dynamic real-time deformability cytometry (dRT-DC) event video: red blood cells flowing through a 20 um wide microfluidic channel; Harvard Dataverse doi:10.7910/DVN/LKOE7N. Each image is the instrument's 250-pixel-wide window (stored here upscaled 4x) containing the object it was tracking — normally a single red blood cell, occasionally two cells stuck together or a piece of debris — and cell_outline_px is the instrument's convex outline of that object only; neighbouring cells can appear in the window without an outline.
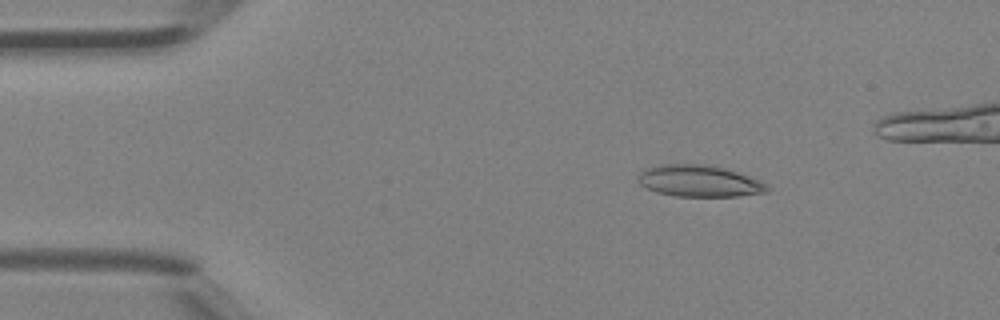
{"species": "Egyptian fruit bat (a non-hibernating species)", "species_latin": "Rousettus aegyptiacus", "temperature_condition": "room temperature", "stored_images_in_passage": 6, "camera_frame_rate_fps": 3000, "um_per_image_px": 0.085, "animal": {"sex": "female"}, "frame": {"image": 1, "passage_image": 3, "time_ms": 0.667, "image_size_px": [1000, 320], "cell_outline_px": [[772, 188], [768, 192], [736, 196], [676, 196], [656, 192], [640, 184], [640, 172], [644, 168], [660, 164], [712, 164], [760, 180], [768, 184]], "centroid_in_image_um": [59.47, 15.38], "position_along_channel_um": 25.5, "area_um2": 23.81}}
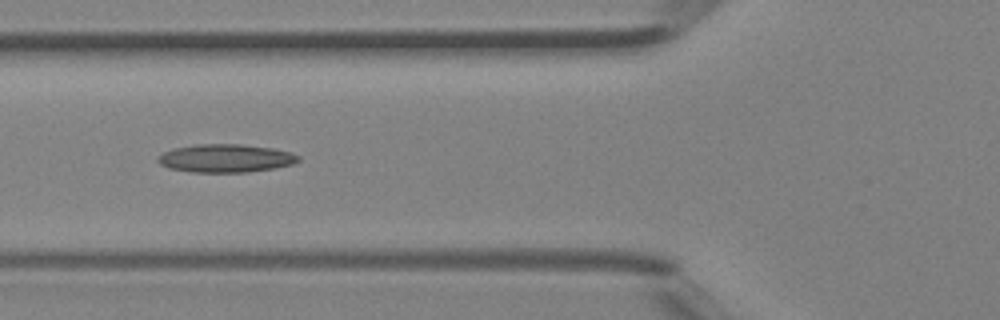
{"frame": {"image": 2, "passage_image": 5, "time_ms": 1.333, "image_size_px": [1000, 320], "cell_outline_px": [[300, 160], [292, 164], [276, 168], [248, 172], [192, 172], [168, 168], [160, 164], [156, 160], [156, 156], [172, 148], [196, 144], [240, 144], [272, 148], [292, 152], [300, 156]], "centroid_in_image_um": [19.16, 13.45], "position_along_channel_um": 106.6, "area_um2": 23.29}}
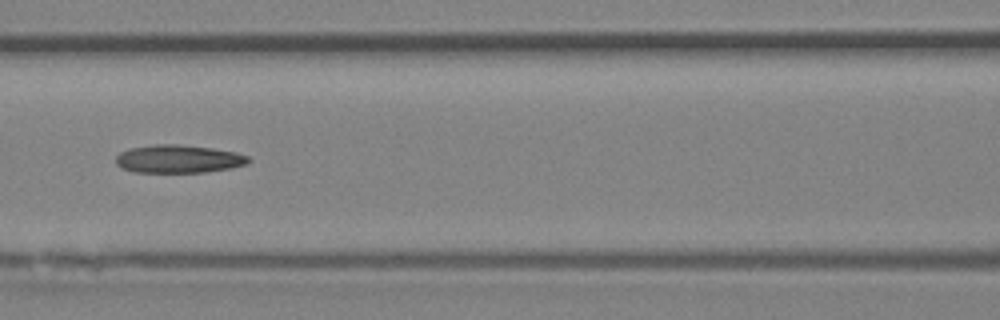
{"frame": {"image": 3, "passage_image": 6, "time_ms": 1.667, "image_size_px": [1000, 320], "cell_outline_px": [[252, 160], [248, 164], [232, 168], [204, 172], [132, 172], [116, 164], [116, 156], [120, 152], [128, 148], [156, 144], [176, 144], [212, 148], [236, 152], [248, 156]], "centroid_in_image_um": [15.19, 13.51], "position_along_channel_um": 151.4, "area_um2": 21.79}}